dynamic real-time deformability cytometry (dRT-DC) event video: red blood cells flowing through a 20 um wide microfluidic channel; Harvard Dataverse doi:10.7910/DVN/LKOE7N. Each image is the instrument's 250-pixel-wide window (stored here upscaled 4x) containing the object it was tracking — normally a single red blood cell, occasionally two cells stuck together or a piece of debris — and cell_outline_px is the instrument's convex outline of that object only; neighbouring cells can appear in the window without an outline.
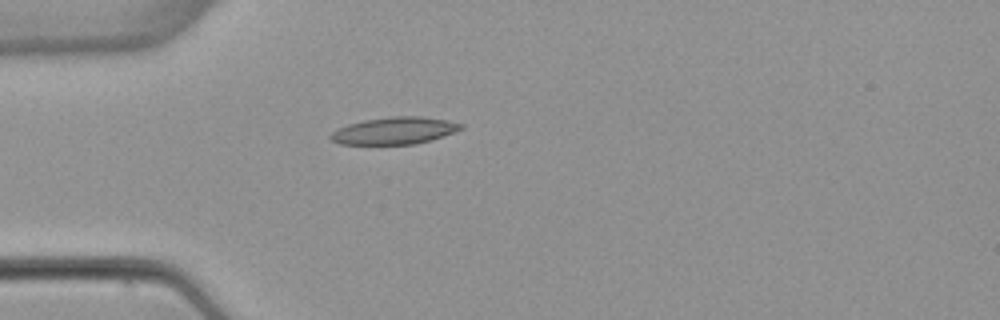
{"species": "common noctule bat (a hibernating species)", "species_latin": "Nyctalus noctula", "temperature_condition": "warm", "stored_images_in_passage": 4, "camera_frame_rate_fps": 3000, "um_per_image_px": 0.085, "animal": {"sex": "female", "body_mass_g": 22.7, "forearm_length_mm": 54.2}, "frame": {"image": 1, "passage_image": 4, "time_ms": 4.667, "image_size_px": [1000, 320], "cell_outline_px": [[464, 128], [416, 144], [340, 144], [332, 140], [328, 136], [332, 132], [348, 124], [364, 120], [392, 116], [420, 116], [448, 120], [464, 124]], "centroid_in_image_um": [33.52, 11.1], "position_along_channel_um": 51.5, "area_um2": 20.35}}